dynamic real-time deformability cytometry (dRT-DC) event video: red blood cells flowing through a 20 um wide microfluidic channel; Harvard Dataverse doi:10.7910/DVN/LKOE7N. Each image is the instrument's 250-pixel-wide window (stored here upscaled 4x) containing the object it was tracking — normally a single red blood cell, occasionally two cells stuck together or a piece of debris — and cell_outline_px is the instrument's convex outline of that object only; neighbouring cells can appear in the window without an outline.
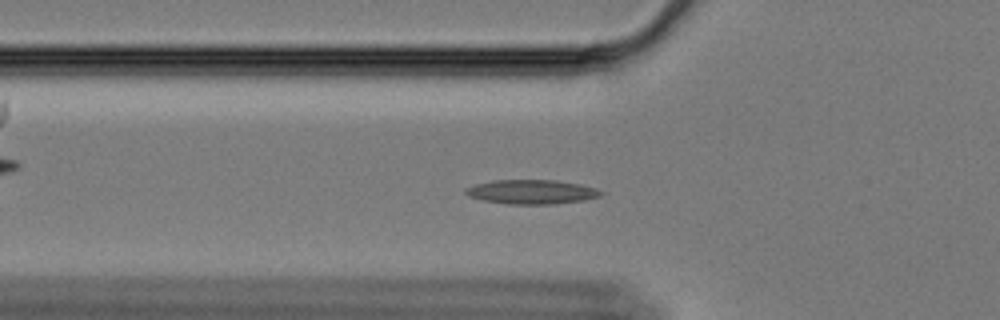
{"species": "Egyptian fruit bat (a non-hibernating species)", "species_latin": "Rousettus aegyptiacus", "temperature_condition": "cold", "stored_images_in_passage": 61, "camera_frame_rate_fps": 3000, "um_per_image_px": 0.085, "animal": {"sex": "female"}, "frame": {"image": 1, "passage_image": 21, "time_ms": 6.667, "image_size_px": [1000, 320], "cell_outline_px": [[604, 192], [600, 196], [584, 200], [556, 204], [508, 204], [484, 200], [468, 196], [464, 192], [464, 188], [476, 184], [492, 180], [556, 180], [580, 184], [596, 188]], "centroid_in_image_um": [45.19, 16.3], "position_along_channel_um": 80.6, "area_um2": 19.19}}
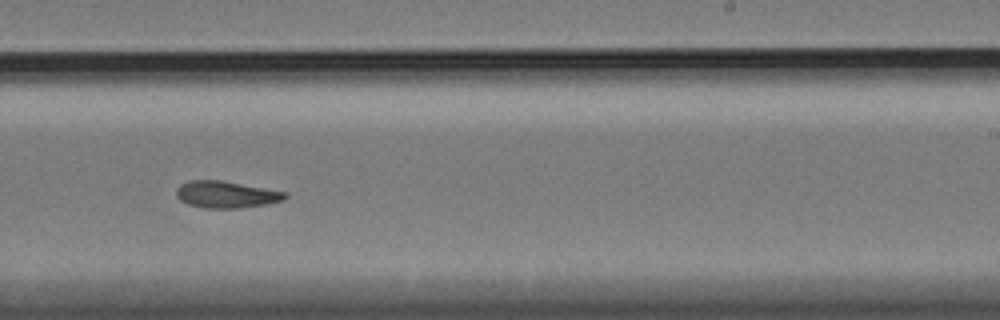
{"frame": {"image": 2, "passage_image": 38, "time_ms": 12.333, "image_size_px": [1000, 320], "cell_outline_px": [[288, 196], [284, 200], [268, 204], [240, 208], [204, 208], [188, 204], [180, 200], [176, 196], [176, 188], [180, 184], [188, 180], [220, 180], [288, 192]], "centroid_in_image_um": [19.23, 16.53], "position_along_channel_um": 269.8, "area_um2": 17.17}}
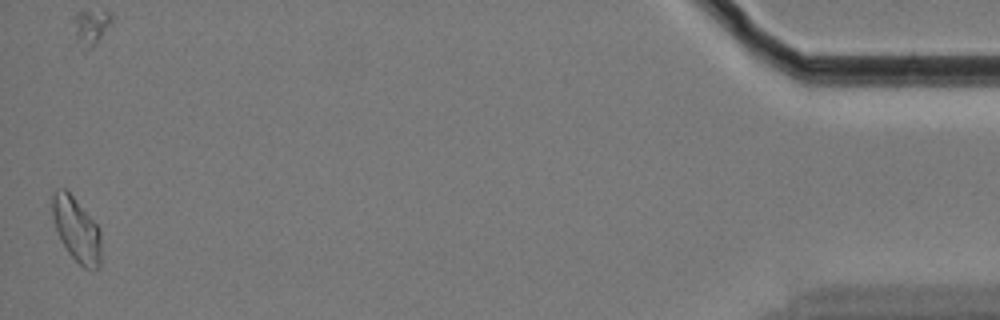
{"frame": {"image": 3, "passage_image": 60, "time_ms": 19.667, "image_size_px": [1000, 320], "cell_outline_px": [[100, 268], [84, 268], [68, 252], [60, 240], [52, 216], [52, 192], [56, 188], [64, 188], [72, 196], [100, 228]], "centroid_in_image_um": [6.48, 19.5], "position_along_channel_um": 428.7, "area_um2": 18.09}, "authors_computed_cell_mechanics": {"area_um2": 17.3978, "velocity_mm_per_s": 3.3283, "shape_relaxation_time_tau1_ms": null, "shape_relaxation_time_tau2_ms": 6.4036, "deformation_change_tau1": null, "deformation_change_tau2": 0.1194}}